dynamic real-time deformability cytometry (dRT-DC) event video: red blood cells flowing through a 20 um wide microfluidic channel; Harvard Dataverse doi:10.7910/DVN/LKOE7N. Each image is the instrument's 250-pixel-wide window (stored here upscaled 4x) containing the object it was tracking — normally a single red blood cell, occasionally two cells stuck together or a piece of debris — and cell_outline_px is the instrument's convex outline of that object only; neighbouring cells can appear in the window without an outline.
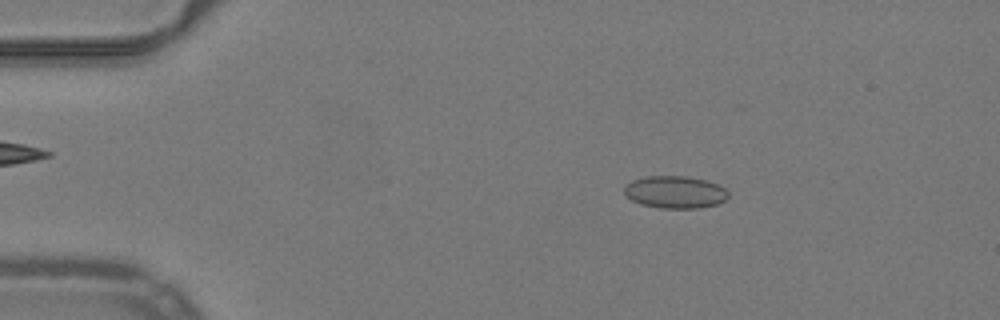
{"species": "common noctule bat (a hibernating species)", "species_latin": "Nyctalus noctula", "temperature_condition": "warm", "stored_images_in_passage": 32, "camera_frame_rate_fps": 3000, "um_per_image_px": 0.085, "animal": {"sex": "male", "body_mass_g": 19.2, "forearm_length_mm": 51.8}, "frame": {"image": 1, "passage_image": 9, "time_ms": 2.667, "image_size_px": [1000, 320], "cell_outline_px": [[728, 196], [724, 200], [716, 204], [700, 208], [660, 208], [640, 204], [632, 200], [624, 192], [624, 184], [632, 180], [644, 176], [684, 176], [708, 180], [724, 188], [728, 192]], "centroid_in_image_um": [57.35, 16.32], "position_along_channel_um": 27.6, "area_um2": 19.65}}
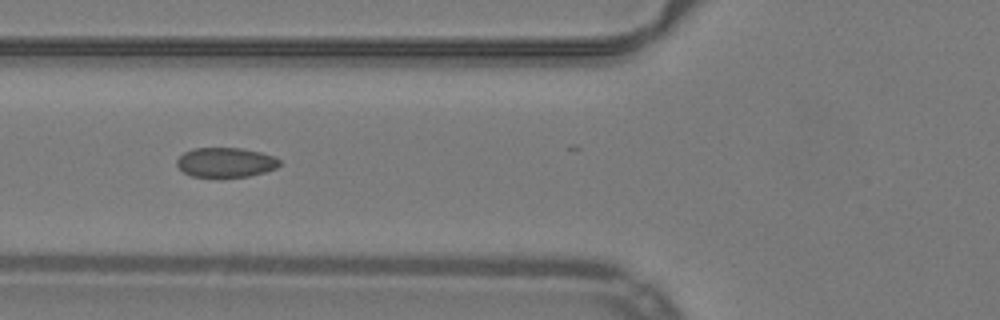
{"frame": {"image": 2, "passage_image": 20, "time_ms": 6.333, "image_size_px": [1000, 320], "cell_outline_px": [[280, 164], [276, 168], [264, 172], [248, 176], [192, 176], [184, 172], [176, 164], [176, 160], [184, 152], [192, 148], [240, 148], [260, 152], [272, 156], [280, 160]], "centroid_in_image_um": [19.16, 13.79], "position_along_channel_um": 106.6, "area_um2": 17.46}}
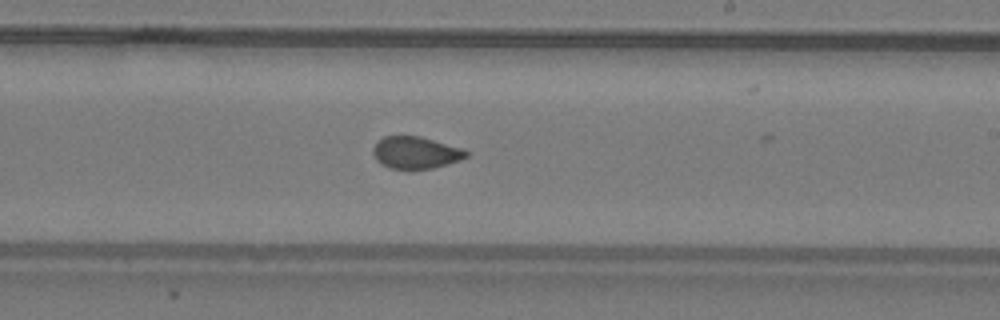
{"frame": {"image": 3, "passage_image": 31, "time_ms": 10.0, "image_size_px": [1000, 320], "cell_outline_px": [[468, 156], [460, 160], [432, 168], [388, 168], [380, 164], [376, 160], [372, 152], [372, 148], [384, 136], [420, 136], [464, 148], [468, 152]], "centroid_in_image_um": [35.34, 12.96], "position_along_channel_um": 253.7, "area_um2": 17.34}}